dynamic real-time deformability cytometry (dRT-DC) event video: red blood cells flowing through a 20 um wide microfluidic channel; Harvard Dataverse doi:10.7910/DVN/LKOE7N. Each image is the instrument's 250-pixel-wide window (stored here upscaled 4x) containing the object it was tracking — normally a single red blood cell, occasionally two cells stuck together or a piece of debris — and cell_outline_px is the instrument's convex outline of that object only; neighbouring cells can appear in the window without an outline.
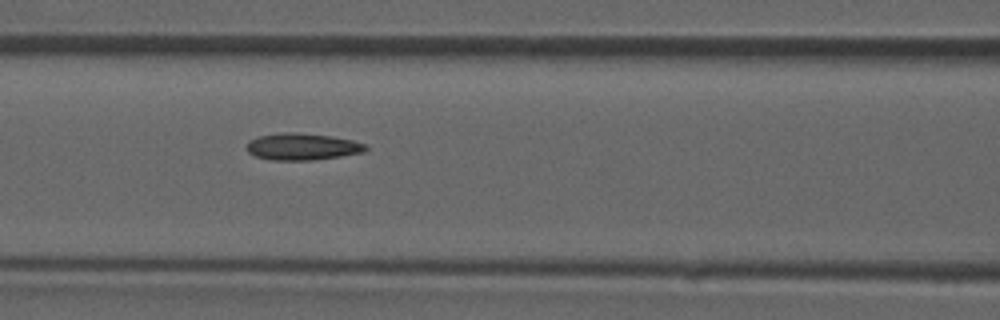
{"species": "common noctule bat (a hibernating species)", "species_latin": "Nyctalus noctula", "temperature_condition": "room temperature", "stored_images_in_passage": 46, "camera_frame_rate_fps": 3000, "um_per_image_px": 0.085, "animal": {"sex": "male", "forearm_length_mm": 52.5}, "frame": {"image": 1, "passage_image": 20, "time_ms": 6.333, "image_size_px": [1000, 320], "cell_outline_px": [[368, 148], [364, 152], [340, 156], [312, 160], [272, 160], [256, 156], [248, 152], [248, 140], [256, 136], [288, 132], [296, 132], [332, 136], [352, 140], [368, 144]], "centroid_in_image_um": [25.72, 12.46], "position_along_channel_um": 140.9, "area_um2": 18.61}}